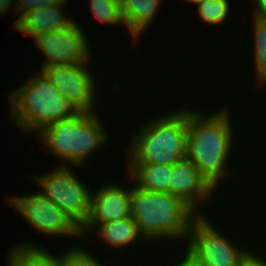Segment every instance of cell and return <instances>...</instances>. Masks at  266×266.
Returning a JSON list of instances; mask_svg holds the SVG:
<instances>
[{
    "mask_svg": "<svg viewBox=\"0 0 266 266\" xmlns=\"http://www.w3.org/2000/svg\"><path fill=\"white\" fill-rule=\"evenodd\" d=\"M62 0H15V11L19 14V18L28 11L42 8Z\"/></svg>",
    "mask_w": 266,
    "mask_h": 266,
    "instance_id": "obj_22",
    "label": "cell"
},
{
    "mask_svg": "<svg viewBox=\"0 0 266 266\" xmlns=\"http://www.w3.org/2000/svg\"><path fill=\"white\" fill-rule=\"evenodd\" d=\"M15 0H0V13L4 14L7 13L10 8L11 3Z\"/></svg>",
    "mask_w": 266,
    "mask_h": 266,
    "instance_id": "obj_26",
    "label": "cell"
},
{
    "mask_svg": "<svg viewBox=\"0 0 266 266\" xmlns=\"http://www.w3.org/2000/svg\"><path fill=\"white\" fill-rule=\"evenodd\" d=\"M187 109L186 157L214 188L227 177L226 161L232 148V126L225 109L205 116ZM217 186V187H216Z\"/></svg>",
    "mask_w": 266,
    "mask_h": 266,
    "instance_id": "obj_1",
    "label": "cell"
},
{
    "mask_svg": "<svg viewBox=\"0 0 266 266\" xmlns=\"http://www.w3.org/2000/svg\"><path fill=\"white\" fill-rule=\"evenodd\" d=\"M129 175L142 189L170 193L171 165L165 164H129Z\"/></svg>",
    "mask_w": 266,
    "mask_h": 266,
    "instance_id": "obj_14",
    "label": "cell"
},
{
    "mask_svg": "<svg viewBox=\"0 0 266 266\" xmlns=\"http://www.w3.org/2000/svg\"><path fill=\"white\" fill-rule=\"evenodd\" d=\"M94 17L103 23L122 24L124 22L119 0H90Z\"/></svg>",
    "mask_w": 266,
    "mask_h": 266,
    "instance_id": "obj_19",
    "label": "cell"
},
{
    "mask_svg": "<svg viewBox=\"0 0 266 266\" xmlns=\"http://www.w3.org/2000/svg\"><path fill=\"white\" fill-rule=\"evenodd\" d=\"M256 10L254 18L266 19V0H256Z\"/></svg>",
    "mask_w": 266,
    "mask_h": 266,
    "instance_id": "obj_25",
    "label": "cell"
},
{
    "mask_svg": "<svg viewBox=\"0 0 266 266\" xmlns=\"http://www.w3.org/2000/svg\"><path fill=\"white\" fill-rule=\"evenodd\" d=\"M238 266H266V262L257 257L255 253L253 255L248 249L246 254L240 259Z\"/></svg>",
    "mask_w": 266,
    "mask_h": 266,
    "instance_id": "obj_23",
    "label": "cell"
},
{
    "mask_svg": "<svg viewBox=\"0 0 266 266\" xmlns=\"http://www.w3.org/2000/svg\"><path fill=\"white\" fill-rule=\"evenodd\" d=\"M10 204L38 232L50 236H79L80 229L42 192L11 197Z\"/></svg>",
    "mask_w": 266,
    "mask_h": 266,
    "instance_id": "obj_9",
    "label": "cell"
},
{
    "mask_svg": "<svg viewBox=\"0 0 266 266\" xmlns=\"http://www.w3.org/2000/svg\"><path fill=\"white\" fill-rule=\"evenodd\" d=\"M128 217H131V189L126 191L116 184L106 185L95 193L91 191L90 212L87 221L80 228V235L85 237L87 228H97L99 224Z\"/></svg>",
    "mask_w": 266,
    "mask_h": 266,
    "instance_id": "obj_11",
    "label": "cell"
},
{
    "mask_svg": "<svg viewBox=\"0 0 266 266\" xmlns=\"http://www.w3.org/2000/svg\"><path fill=\"white\" fill-rule=\"evenodd\" d=\"M254 60L258 83H266V19L254 18ZM265 82V83H264Z\"/></svg>",
    "mask_w": 266,
    "mask_h": 266,
    "instance_id": "obj_18",
    "label": "cell"
},
{
    "mask_svg": "<svg viewBox=\"0 0 266 266\" xmlns=\"http://www.w3.org/2000/svg\"><path fill=\"white\" fill-rule=\"evenodd\" d=\"M187 254L177 266H207L202 260H200L194 253L187 248Z\"/></svg>",
    "mask_w": 266,
    "mask_h": 266,
    "instance_id": "obj_24",
    "label": "cell"
},
{
    "mask_svg": "<svg viewBox=\"0 0 266 266\" xmlns=\"http://www.w3.org/2000/svg\"><path fill=\"white\" fill-rule=\"evenodd\" d=\"M213 190L187 157L172 165L170 193L181 198L194 211H198L196 206L202 200L209 199L207 197H210Z\"/></svg>",
    "mask_w": 266,
    "mask_h": 266,
    "instance_id": "obj_12",
    "label": "cell"
},
{
    "mask_svg": "<svg viewBox=\"0 0 266 266\" xmlns=\"http://www.w3.org/2000/svg\"><path fill=\"white\" fill-rule=\"evenodd\" d=\"M40 71V74L34 75L25 85L9 94L10 116L22 130L29 133H39L49 124L79 113L60 95L46 74Z\"/></svg>",
    "mask_w": 266,
    "mask_h": 266,
    "instance_id": "obj_3",
    "label": "cell"
},
{
    "mask_svg": "<svg viewBox=\"0 0 266 266\" xmlns=\"http://www.w3.org/2000/svg\"><path fill=\"white\" fill-rule=\"evenodd\" d=\"M202 214L196 215L188 231V249L207 266H238L248 250L222 236Z\"/></svg>",
    "mask_w": 266,
    "mask_h": 266,
    "instance_id": "obj_7",
    "label": "cell"
},
{
    "mask_svg": "<svg viewBox=\"0 0 266 266\" xmlns=\"http://www.w3.org/2000/svg\"><path fill=\"white\" fill-rule=\"evenodd\" d=\"M99 236L112 247L129 246L139 237L140 230L131 216L128 218L109 221L98 225Z\"/></svg>",
    "mask_w": 266,
    "mask_h": 266,
    "instance_id": "obj_16",
    "label": "cell"
},
{
    "mask_svg": "<svg viewBox=\"0 0 266 266\" xmlns=\"http://www.w3.org/2000/svg\"><path fill=\"white\" fill-rule=\"evenodd\" d=\"M187 2H192L195 3L197 5L201 4L202 2H205L206 0H186Z\"/></svg>",
    "mask_w": 266,
    "mask_h": 266,
    "instance_id": "obj_27",
    "label": "cell"
},
{
    "mask_svg": "<svg viewBox=\"0 0 266 266\" xmlns=\"http://www.w3.org/2000/svg\"><path fill=\"white\" fill-rule=\"evenodd\" d=\"M88 63L67 66H46L41 70L62 97L78 112L92 113L94 106V78L87 70ZM94 92V93H93ZM94 99V100H93Z\"/></svg>",
    "mask_w": 266,
    "mask_h": 266,
    "instance_id": "obj_10",
    "label": "cell"
},
{
    "mask_svg": "<svg viewBox=\"0 0 266 266\" xmlns=\"http://www.w3.org/2000/svg\"><path fill=\"white\" fill-rule=\"evenodd\" d=\"M228 0H206L198 5L197 13L204 22L221 24L229 15Z\"/></svg>",
    "mask_w": 266,
    "mask_h": 266,
    "instance_id": "obj_20",
    "label": "cell"
},
{
    "mask_svg": "<svg viewBox=\"0 0 266 266\" xmlns=\"http://www.w3.org/2000/svg\"><path fill=\"white\" fill-rule=\"evenodd\" d=\"M36 245L14 247L9 255L8 266H61V256H55Z\"/></svg>",
    "mask_w": 266,
    "mask_h": 266,
    "instance_id": "obj_17",
    "label": "cell"
},
{
    "mask_svg": "<svg viewBox=\"0 0 266 266\" xmlns=\"http://www.w3.org/2000/svg\"><path fill=\"white\" fill-rule=\"evenodd\" d=\"M199 213L178 196L140 188L131 189V216L142 238L187 237L193 219ZM195 215V216H194Z\"/></svg>",
    "mask_w": 266,
    "mask_h": 266,
    "instance_id": "obj_2",
    "label": "cell"
},
{
    "mask_svg": "<svg viewBox=\"0 0 266 266\" xmlns=\"http://www.w3.org/2000/svg\"><path fill=\"white\" fill-rule=\"evenodd\" d=\"M67 0L34 9L23 14L13 23L16 30L33 37L39 33L53 32L70 26L74 20L65 17L62 5ZM71 19V20H70Z\"/></svg>",
    "mask_w": 266,
    "mask_h": 266,
    "instance_id": "obj_13",
    "label": "cell"
},
{
    "mask_svg": "<svg viewBox=\"0 0 266 266\" xmlns=\"http://www.w3.org/2000/svg\"><path fill=\"white\" fill-rule=\"evenodd\" d=\"M180 109L149 121L130 139L128 164L173 165L186 157L187 110ZM139 132V133H138Z\"/></svg>",
    "mask_w": 266,
    "mask_h": 266,
    "instance_id": "obj_4",
    "label": "cell"
},
{
    "mask_svg": "<svg viewBox=\"0 0 266 266\" xmlns=\"http://www.w3.org/2000/svg\"><path fill=\"white\" fill-rule=\"evenodd\" d=\"M161 0H119L125 25L134 37L140 36L158 11ZM143 30V31H142Z\"/></svg>",
    "mask_w": 266,
    "mask_h": 266,
    "instance_id": "obj_15",
    "label": "cell"
},
{
    "mask_svg": "<svg viewBox=\"0 0 266 266\" xmlns=\"http://www.w3.org/2000/svg\"><path fill=\"white\" fill-rule=\"evenodd\" d=\"M32 38L46 58L40 69L51 65L82 64L90 60L86 36L76 21L64 29L39 33Z\"/></svg>",
    "mask_w": 266,
    "mask_h": 266,
    "instance_id": "obj_8",
    "label": "cell"
},
{
    "mask_svg": "<svg viewBox=\"0 0 266 266\" xmlns=\"http://www.w3.org/2000/svg\"><path fill=\"white\" fill-rule=\"evenodd\" d=\"M96 257H92L88 251L84 249L74 248L66 251L61 256V266H103L96 260Z\"/></svg>",
    "mask_w": 266,
    "mask_h": 266,
    "instance_id": "obj_21",
    "label": "cell"
},
{
    "mask_svg": "<svg viewBox=\"0 0 266 266\" xmlns=\"http://www.w3.org/2000/svg\"><path fill=\"white\" fill-rule=\"evenodd\" d=\"M66 165L34 179L42 193L80 229L89 216L91 192Z\"/></svg>",
    "mask_w": 266,
    "mask_h": 266,
    "instance_id": "obj_6",
    "label": "cell"
},
{
    "mask_svg": "<svg viewBox=\"0 0 266 266\" xmlns=\"http://www.w3.org/2000/svg\"><path fill=\"white\" fill-rule=\"evenodd\" d=\"M104 130L94 112H79L74 117L47 125L38 137H41L49 152L79 166L95 149L108 141Z\"/></svg>",
    "mask_w": 266,
    "mask_h": 266,
    "instance_id": "obj_5",
    "label": "cell"
}]
</instances>
